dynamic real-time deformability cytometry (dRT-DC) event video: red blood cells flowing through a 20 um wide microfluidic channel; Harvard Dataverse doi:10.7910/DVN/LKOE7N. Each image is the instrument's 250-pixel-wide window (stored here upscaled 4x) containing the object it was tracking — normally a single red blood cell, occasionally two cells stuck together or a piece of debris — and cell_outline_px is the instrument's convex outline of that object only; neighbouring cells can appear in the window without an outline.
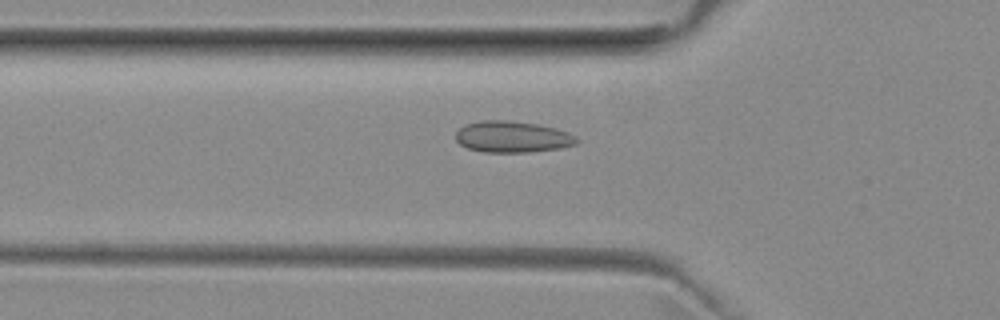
{"species": "common noctule bat (a hibernating species)", "species_latin": "Nyctalus noctula", "temperature_condition": "room temperature", "stored_images_in_passage": 36, "camera_frame_rate_fps": 3000, "um_per_image_px": 0.085, "animal": {"sex": "female", "body_mass_g": 29.2, "forearm_length_mm": 56.3}, "frame": {"image": 1, "passage_image": 2, "time_ms": 0.333, "image_size_px": [1000, 320], "cell_outline_px": [[580, 140], [576, 144], [560, 148], [528, 152], [484, 152], [468, 148], [460, 144], [456, 140], [456, 132], [464, 124], [480, 120], [508, 120], [536, 124], [556, 128], [568, 132], [576, 136]], "centroid_in_image_um": [43.55, 11.62], "position_along_channel_um": 82.2, "area_um2": 22.2}}
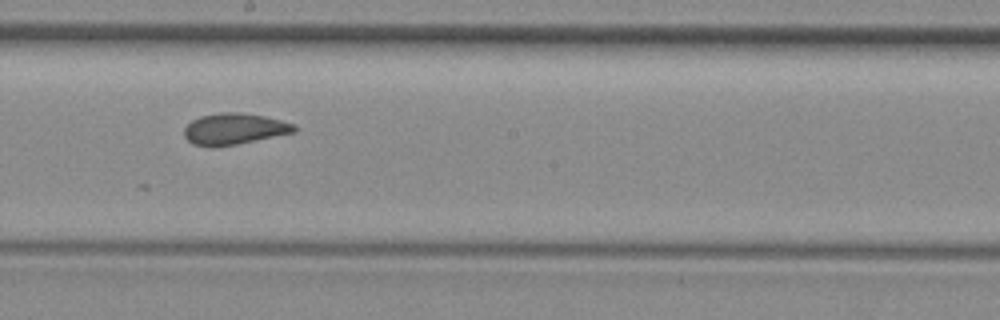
{"frame": {"image": 2, "passage_image": 13, "time_ms": 4.0, "image_size_px": [1000, 320], "cell_outline_px": [[296, 132], [236, 144], [212, 148], [192, 144], [184, 136], [184, 128], [192, 120], [200, 116], [220, 112], [240, 112], [264, 116], [280, 120], [292, 124], [296, 128]], "centroid_in_image_um": [19.86, 10.96], "position_along_channel_um": 228.3, "area_um2": 20.06}}
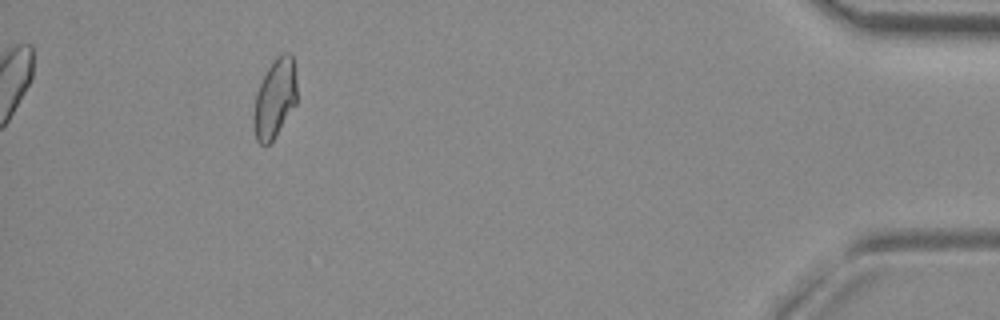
{"frame": {"image": 3, "passage_image": 32, "time_ms": 10.333, "image_size_px": [1000, 320], "cell_outline_px": [[296, 104], [272, 140], [268, 144], [260, 144], [256, 140], [252, 124], [252, 116], [256, 92], [272, 60], [280, 52], [292, 52], [296, 80]], "centroid_in_image_um": [23.34, 8.33], "position_along_channel_um": 411.9, "area_um2": 20.06}}